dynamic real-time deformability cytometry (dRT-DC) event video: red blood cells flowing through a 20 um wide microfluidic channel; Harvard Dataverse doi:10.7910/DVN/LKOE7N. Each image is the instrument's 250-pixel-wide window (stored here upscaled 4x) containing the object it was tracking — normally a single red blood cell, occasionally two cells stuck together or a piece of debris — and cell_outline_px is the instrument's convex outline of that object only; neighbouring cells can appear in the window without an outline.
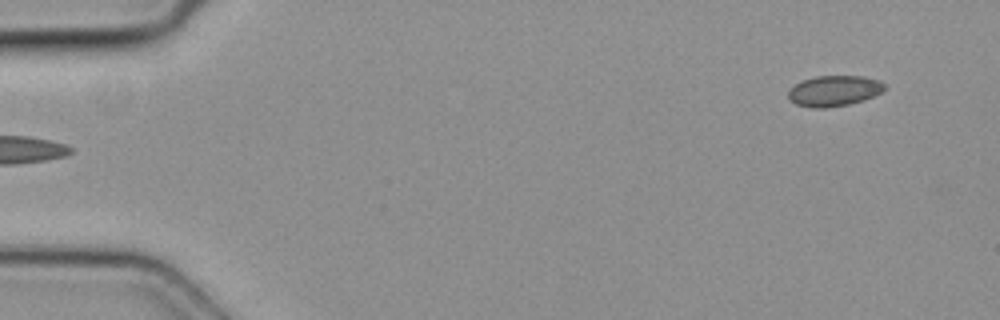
{"species": "common noctule bat (a hibernating species)", "species_latin": "Nyctalus noctula", "temperature_condition": "cold", "stored_images_in_passage": 4, "camera_frame_rate_fps": 3000, "um_per_image_px": 0.085, "animal": {"sex": "female", "body_mass_g": 19.3, "forearm_length_mm": 54.1}, "frame": {"image": 1, "passage_image": 4, "time_ms": 1.0, "image_size_px": [1000, 320], "cell_outline_px": [[884, 88], [880, 92], [864, 100], [848, 104], [824, 108], [812, 108], [796, 104], [788, 100], [788, 88], [800, 80], [816, 76], [864, 76], [880, 80], [884, 84]], "centroid_in_image_um": [70.83, 7.71], "position_along_channel_um": 14.2, "area_um2": 17.34}}